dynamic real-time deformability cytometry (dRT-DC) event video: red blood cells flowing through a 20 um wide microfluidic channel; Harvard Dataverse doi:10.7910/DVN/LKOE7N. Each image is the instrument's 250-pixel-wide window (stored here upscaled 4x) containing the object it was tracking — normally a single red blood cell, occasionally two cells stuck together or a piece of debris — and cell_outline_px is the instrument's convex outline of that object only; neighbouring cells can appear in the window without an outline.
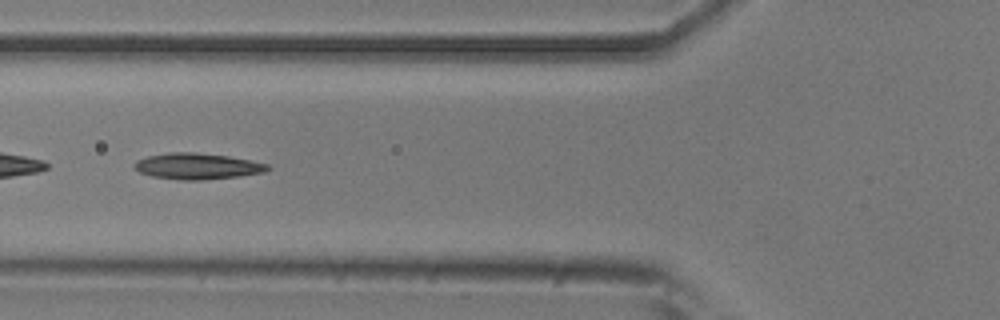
{"species": "common noctule bat (a hibernating species)", "species_latin": "Nyctalus noctula", "temperature_condition": "room temperature", "stored_images_in_passage": 53, "camera_frame_rate_fps": 3000, "um_per_image_px": 0.085, "animal": {"sex": "male", "body_mass_g": 20.5, "forearm_length_mm": 52.5}, "frame": {"image": 1, "passage_image": 20, "time_ms": 6.333, "image_size_px": [1000, 320], "cell_outline_px": [[272, 168], [264, 172], [240, 176], [204, 180], [180, 180], [152, 176], [140, 172], [132, 168], [132, 164], [136, 160], [148, 156], [168, 152], [196, 152], [228, 156], [268, 164]], "centroid_in_image_um": [16.73, 14.13], "position_along_channel_um": 109.1, "area_um2": 20.4}}
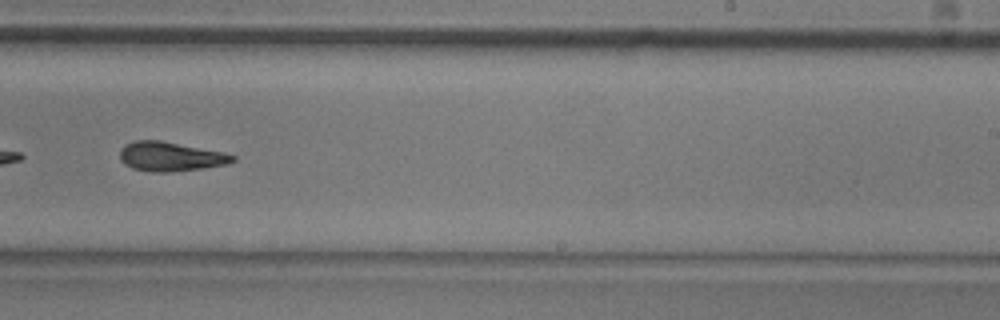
{"frame": {"image": 2, "passage_image": 33, "time_ms": 10.667, "image_size_px": [1000, 320], "cell_outline_px": [[236, 160], [228, 164], [204, 168], [168, 172], [152, 172], [132, 168], [124, 164], [120, 160], [120, 148], [124, 144], [132, 140], [160, 140], [224, 152], [236, 156]], "centroid_in_image_um": [14.47, 13.3], "position_along_channel_um": 274.5, "area_um2": 19.48}}
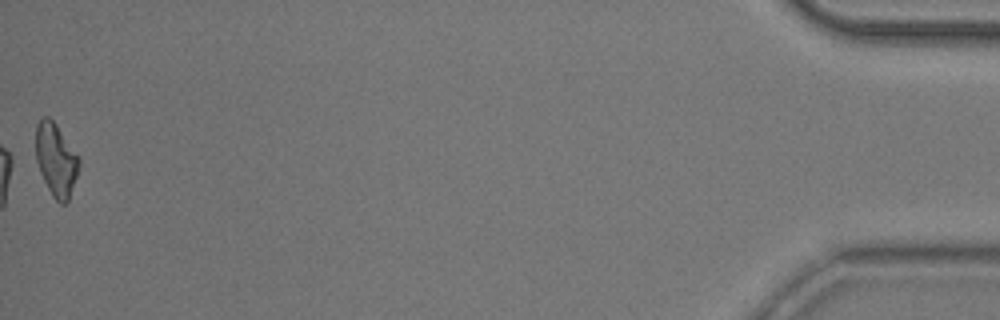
{"frame": {"image": 3, "passage_image": 53, "time_ms": 17.333, "image_size_px": [1000, 320], "cell_outline_px": [[80, 164], [68, 200], [64, 204], [60, 204], [52, 196], [40, 172], [36, 160], [36, 124], [40, 116], [48, 116], [56, 124], [80, 156]], "centroid_in_image_um": [4.76, 13.53], "position_along_channel_um": 430.4, "area_um2": 18.44}, "authors_computed_cell_mechanics": {"area_um2": 19.363, "velocity_mm_per_s": 3.8162, "shape_relaxation_time_tau1_ms": 7.0197, "shape_relaxation_time_tau2_ms": 5.7161, "deformation_change_tau1": 0.1918, "deformation_change_tau2": 0.1604}}